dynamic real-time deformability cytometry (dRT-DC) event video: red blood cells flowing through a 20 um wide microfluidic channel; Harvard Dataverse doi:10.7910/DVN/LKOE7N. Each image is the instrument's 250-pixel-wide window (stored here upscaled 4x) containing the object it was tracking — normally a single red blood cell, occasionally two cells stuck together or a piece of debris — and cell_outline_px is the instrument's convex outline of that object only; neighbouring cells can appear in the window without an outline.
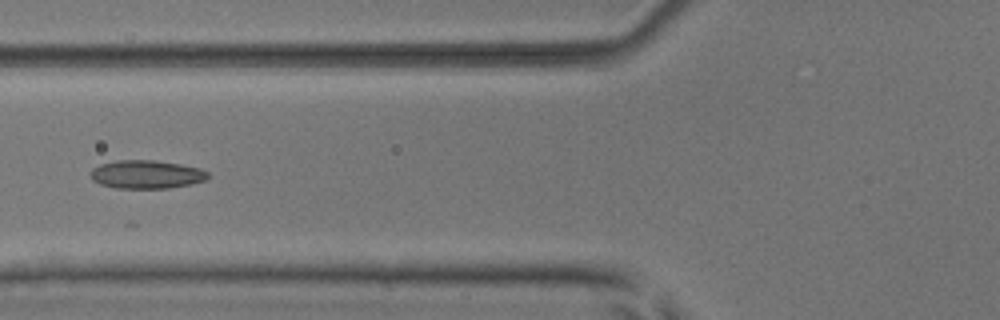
{"species": "common noctule bat (a hibernating species)", "species_latin": "Nyctalus noctula", "temperature_condition": "room temperature", "stored_images_in_passage": 6, "camera_frame_rate_fps": 3000, "um_per_image_px": 0.085, "animal": {"sex": "male", "body_mass_g": 17.9, "forearm_length_mm": 54.2}, "frame": {"image": 1, "passage_image": 6, "time_ms": 6.0, "image_size_px": [1000, 320], "cell_outline_px": [[208, 176], [204, 180], [192, 184], [168, 188], [116, 188], [100, 184], [92, 180], [92, 168], [100, 164], [116, 160], [152, 160], [180, 164], [200, 168], [208, 172]], "centroid_in_image_um": [12.44, 14.82], "position_along_channel_um": 113.4, "area_um2": 19.31}}